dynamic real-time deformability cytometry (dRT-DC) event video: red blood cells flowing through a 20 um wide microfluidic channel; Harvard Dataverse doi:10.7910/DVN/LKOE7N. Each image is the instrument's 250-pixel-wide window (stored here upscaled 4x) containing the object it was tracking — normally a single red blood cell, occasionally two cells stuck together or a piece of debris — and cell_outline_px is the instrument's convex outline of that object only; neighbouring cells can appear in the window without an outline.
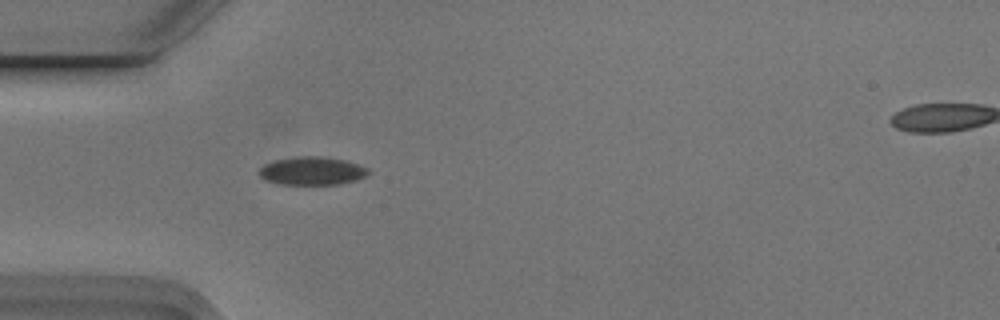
{"species": "Egyptian fruit bat (a non-hibernating species)", "species_latin": "Rousettus aegyptiacus", "temperature_condition": "cold", "stored_images_in_passage": 4, "camera_frame_rate_fps": 3000, "um_per_image_px": 0.085, "animal": {"sex": "male"}, "frame": {"image": 1, "passage_image": 4, "time_ms": 1.0, "image_size_px": [1000, 320], "cell_outline_px": [[372, 172], [356, 180], [340, 184], [276, 184], [264, 180], [260, 176], [260, 168], [264, 164], [276, 160], [300, 156], [320, 156], [344, 160], [368, 168]], "centroid_in_image_um": [26.52, 14.53], "position_along_channel_um": 58.5, "area_um2": 17.86}}